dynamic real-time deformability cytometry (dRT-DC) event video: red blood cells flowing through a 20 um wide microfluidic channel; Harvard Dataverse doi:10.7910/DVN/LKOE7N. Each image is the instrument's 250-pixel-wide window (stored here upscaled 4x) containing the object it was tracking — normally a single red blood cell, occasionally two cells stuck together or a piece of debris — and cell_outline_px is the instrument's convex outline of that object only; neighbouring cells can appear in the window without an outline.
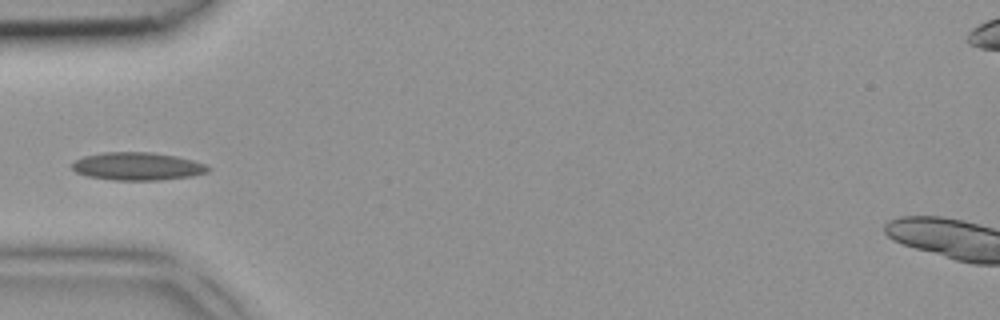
{"species": "common noctule bat (a hibernating species)", "species_latin": "Nyctalus noctula", "temperature_condition": "room temperature", "stored_images_in_passage": 6, "camera_frame_rate_fps": 3000, "um_per_image_px": 0.085, "animal": {"sex": "female", "body_mass_g": 18.4}, "frame": {"image": 1, "passage_image": 5, "time_ms": 1.333, "image_size_px": [1000, 320], "cell_outline_px": [[212, 168], [208, 172], [192, 176], [160, 180], [116, 180], [88, 176], [76, 172], [72, 168], [72, 164], [76, 160], [84, 156], [104, 152], [152, 152], [176, 156], [192, 160], [204, 164]], "centroid_in_image_um": [11.71, 14.13], "position_along_channel_um": 73.3, "area_um2": 22.02}}